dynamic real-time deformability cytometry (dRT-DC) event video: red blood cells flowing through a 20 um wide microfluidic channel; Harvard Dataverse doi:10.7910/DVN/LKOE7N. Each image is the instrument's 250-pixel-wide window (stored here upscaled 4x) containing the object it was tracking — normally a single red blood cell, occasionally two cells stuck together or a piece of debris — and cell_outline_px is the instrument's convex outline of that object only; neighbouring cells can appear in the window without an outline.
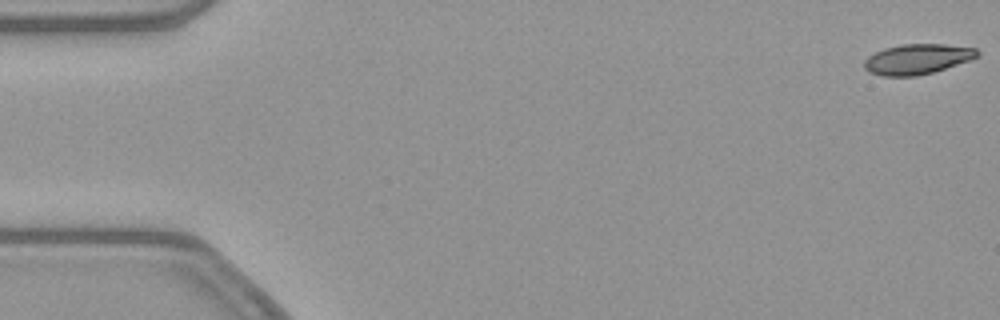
{"species": "common noctule bat (a hibernating species)", "species_latin": "Nyctalus noctula", "temperature_condition": "warm", "stored_images_in_passage": 15, "camera_frame_rate_fps": 3000, "um_per_image_px": 0.085, "animal": {"sex": "female", "body_mass_g": 21.9}, "frame": {"image": 1, "passage_image": 1, "time_ms": 0.0, "image_size_px": [1000, 320], "cell_outline_px": [[980, 56], [932, 72], [916, 76], [880, 76], [868, 72], [864, 68], [864, 60], [868, 56], [884, 48], [904, 44], [944, 44], [976, 48], [980, 52]], "centroid_in_image_um": [77.94, 5.02], "position_along_channel_um": 7.1, "area_um2": 19.83}}